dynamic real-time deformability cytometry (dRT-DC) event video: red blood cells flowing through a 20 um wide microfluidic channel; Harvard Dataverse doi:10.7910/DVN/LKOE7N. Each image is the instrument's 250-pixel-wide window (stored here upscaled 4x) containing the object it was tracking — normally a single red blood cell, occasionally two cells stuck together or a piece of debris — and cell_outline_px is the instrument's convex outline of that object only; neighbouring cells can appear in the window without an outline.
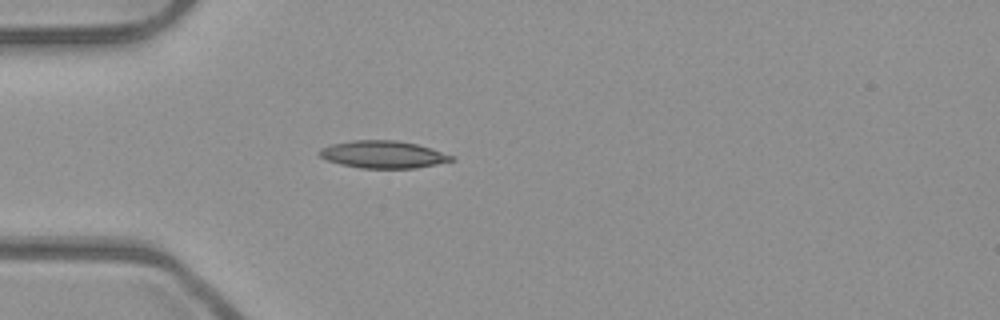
{"species": "common noctule bat (a hibernating species)", "species_latin": "Nyctalus noctula", "temperature_condition": "room temperature", "stored_images_in_passage": 3, "camera_frame_rate_fps": 3000, "um_per_image_px": 0.085, "animal": {"sex": "male", "body_mass_g": 23.1, "forearm_length_mm": 52.7}, "frame": {"image": 1, "passage_image": 3, "time_ms": 0.667, "image_size_px": [1000, 320], "cell_outline_px": [[456, 160], [416, 168], [360, 168], [340, 164], [328, 160], [320, 156], [316, 152], [320, 148], [332, 144], [352, 140], [396, 140], [416, 144], [432, 148], [456, 156]], "centroid_in_image_um": [32.59, 13.13], "position_along_channel_um": 52.4, "area_um2": 21.21}}